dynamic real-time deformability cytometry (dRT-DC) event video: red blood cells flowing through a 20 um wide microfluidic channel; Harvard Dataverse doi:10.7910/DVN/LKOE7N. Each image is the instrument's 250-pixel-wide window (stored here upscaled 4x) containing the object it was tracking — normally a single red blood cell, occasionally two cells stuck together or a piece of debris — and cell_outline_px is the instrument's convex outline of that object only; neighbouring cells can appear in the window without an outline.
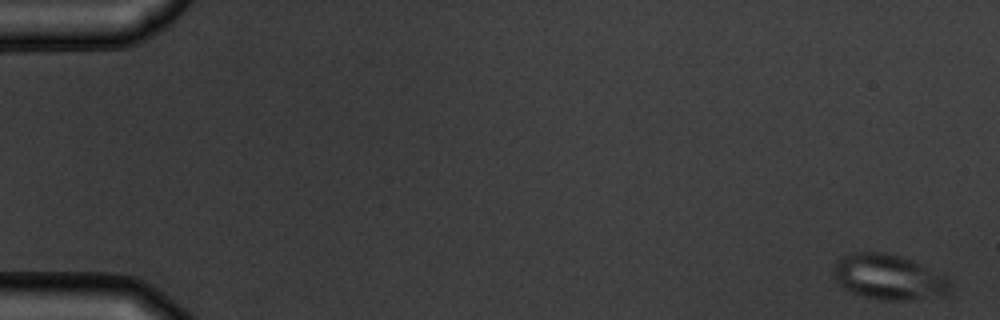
{"species": "common noctule bat (a hibernating species)", "species_latin": "Nyctalus noctula", "temperature_condition": "warm", "stored_images_in_passage": 6, "camera_frame_rate_fps": 3000, "um_per_image_px": 0.085, "animal": {"sex": "male", "body_mass_g": 19.5, "forearm_length_mm": 54.6}, "frame": {"image": 1, "passage_image": 1, "time_ms": 0.0, "image_size_px": [1000, 320], "cell_outline_px": [[948, 292], [944, 296], [912, 300], [884, 300], [864, 296], [852, 292], [844, 288], [836, 280], [832, 272], [836, 260], [840, 256], [852, 252], [880, 252], [904, 256], [944, 276], [948, 280]], "centroid_in_image_um": [75.49, 23.54], "position_along_channel_um": 9.5, "area_um2": 30.69}}